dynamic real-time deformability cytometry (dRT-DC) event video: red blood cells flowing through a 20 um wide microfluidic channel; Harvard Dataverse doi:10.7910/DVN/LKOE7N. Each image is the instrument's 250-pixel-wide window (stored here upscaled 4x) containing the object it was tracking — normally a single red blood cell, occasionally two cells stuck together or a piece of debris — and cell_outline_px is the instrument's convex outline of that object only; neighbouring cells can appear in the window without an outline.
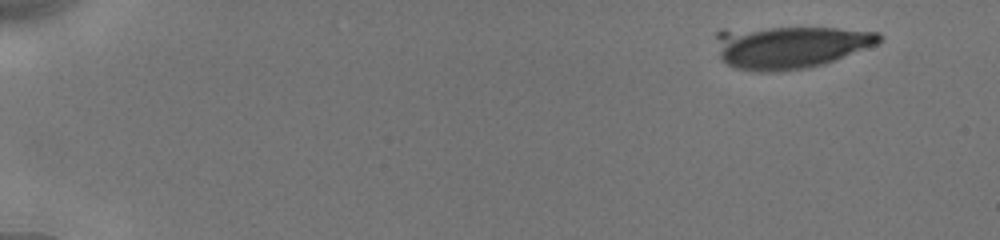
{"species": "human", "species_latin": "Homo sapiens", "temperature_condition": "cold", "stored_images_in_passage": 20, "camera_frame_rate_fps": 3000, "um_per_image_px": 0.085, "donor": {"sex": "male"}, "frame": {"image": 1, "passage_image": 1, "time_ms": 0.0, "image_size_px": [1000, 240], "cell_outline_px": [[880, 44], [824, 64], [808, 68], [780, 72], [756, 72], [736, 68], [728, 64], [720, 56], [716, 36], [716, 32], [720, 28], [836, 28], [880, 32]], "centroid_in_image_um": [67.14, 3.99], "position_along_channel_um": 17.9, "area_um2": 40.98}}
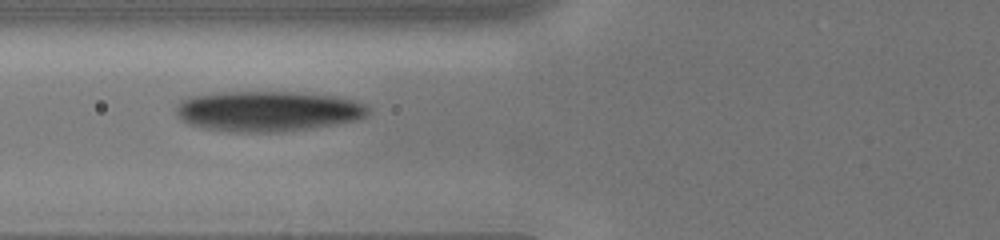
{"frame": {"image": 2, "passage_image": 15, "time_ms": 6.0, "image_size_px": [1000, 240], "cell_outline_px": [[368, 112], [364, 116], [356, 120], [336, 124], [280, 132], [232, 132], [200, 128], [188, 124], [180, 120], [176, 112], [176, 104], [184, 96], [212, 92], [292, 92], [336, 96], [352, 100], [364, 104], [368, 108]], "centroid_in_image_um": [22.64, 9.44], "position_along_channel_um": 103.2, "area_um2": 45.6}}
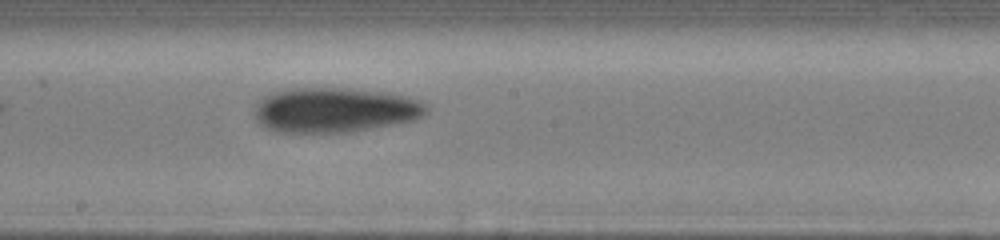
{"frame": {"image": 3, "passage_image": 20, "time_ms": 9.0, "image_size_px": [1000, 240], "cell_outline_px": [[428, 112], [416, 120], [352, 132], [276, 132], [260, 124], [252, 116], [252, 108], [264, 96], [288, 88], [340, 88], [388, 92], [408, 96], [420, 100], [428, 104]], "centroid_in_image_um": [28.47, 9.35], "position_along_channel_um": 219.7, "area_um2": 45.49}}